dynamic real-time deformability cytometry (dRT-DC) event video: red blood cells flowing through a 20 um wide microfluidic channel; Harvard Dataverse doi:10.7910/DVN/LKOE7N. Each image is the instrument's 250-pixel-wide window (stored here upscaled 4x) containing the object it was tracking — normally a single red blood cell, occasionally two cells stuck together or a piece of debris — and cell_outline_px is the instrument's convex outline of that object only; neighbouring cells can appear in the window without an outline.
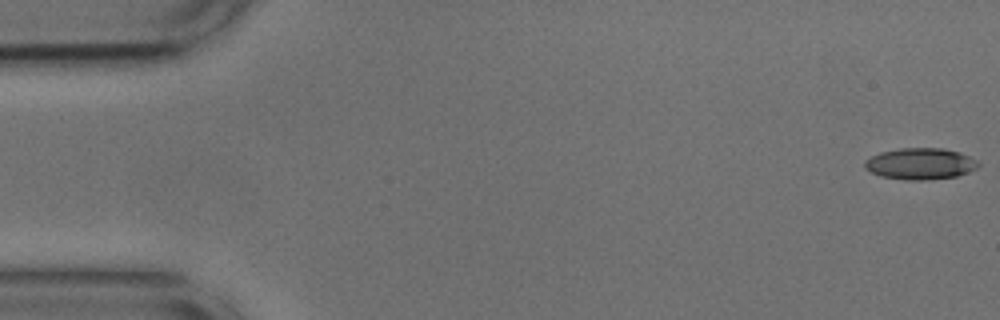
{"species": "common noctule bat (a hibernating species)", "species_latin": "Nyctalus noctula", "temperature_condition": "cold", "stored_images_in_passage": 54, "camera_frame_rate_fps": 3000, "um_per_image_px": 0.085, "animal": {"sex": "male", "body_mass_g": 17.9, "forearm_length_mm": 54.2}, "frame": {"image": 1, "passage_image": 1, "time_ms": 0.0, "image_size_px": [1000, 320], "cell_outline_px": [[980, 164], [976, 168], [968, 172], [956, 176], [928, 180], [908, 180], [880, 176], [864, 168], [864, 160], [880, 152], [900, 148], [944, 148], [960, 152], [976, 160]], "centroid_in_image_um": [78.21, 13.91], "position_along_channel_um": 6.8, "area_um2": 20.81}}
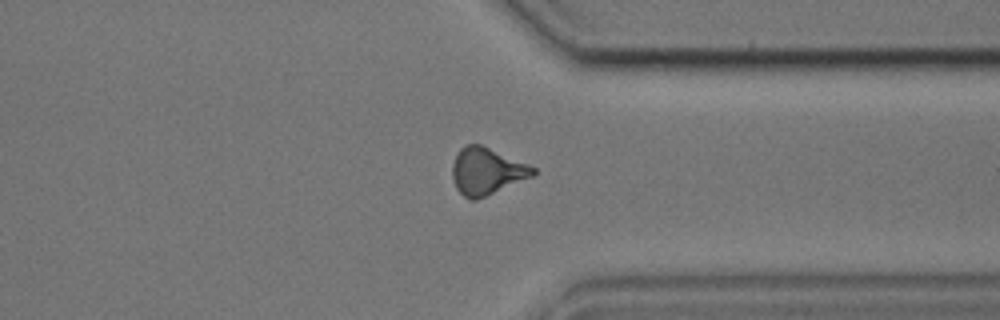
{"frame": {"image": 2, "passage_image": 41, "time_ms": 13.333, "image_size_px": [1000, 320], "cell_outline_px": [[536, 172], [532, 176], [476, 200], [468, 200], [456, 188], [452, 180], [452, 164], [460, 148], [464, 144], [480, 144], [528, 164], [536, 168]], "centroid_in_image_um": [41.33, 14.55], "position_along_channel_um": 370.1, "area_um2": 21.91}}
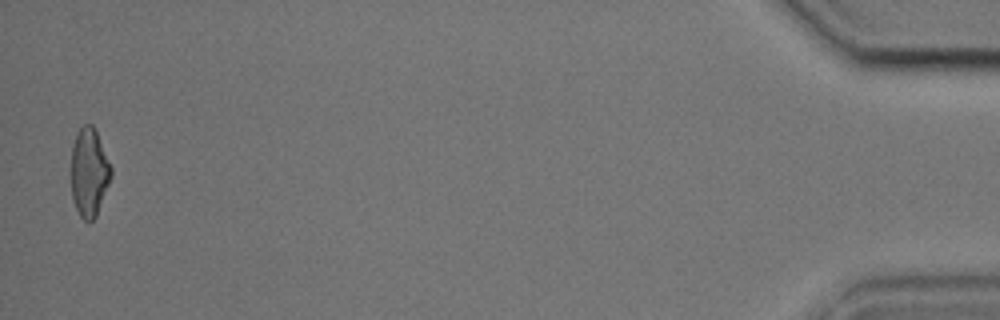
{"frame": {"image": 3, "passage_image": 53, "time_ms": 17.333, "image_size_px": [1000, 320], "cell_outline_px": [[112, 176], [96, 216], [88, 224], [80, 216], [72, 200], [72, 144], [76, 132], [84, 124], [92, 124], [96, 132], [112, 168]], "centroid_in_image_um": [7.57, 14.66], "position_along_channel_um": 427.6, "area_um2": 20.52}, "authors_computed_cell_mechanics": {"area_um2": 21.1548, "velocity_mm_per_s": 3.7131, "shape_relaxation_time_tau1_ms": 5.6498, "shape_relaxation_time_tau2_ms": 3.8339, "deformation_change_tau1": 0.2026, "deformation_change_tau2": 0.1313}}